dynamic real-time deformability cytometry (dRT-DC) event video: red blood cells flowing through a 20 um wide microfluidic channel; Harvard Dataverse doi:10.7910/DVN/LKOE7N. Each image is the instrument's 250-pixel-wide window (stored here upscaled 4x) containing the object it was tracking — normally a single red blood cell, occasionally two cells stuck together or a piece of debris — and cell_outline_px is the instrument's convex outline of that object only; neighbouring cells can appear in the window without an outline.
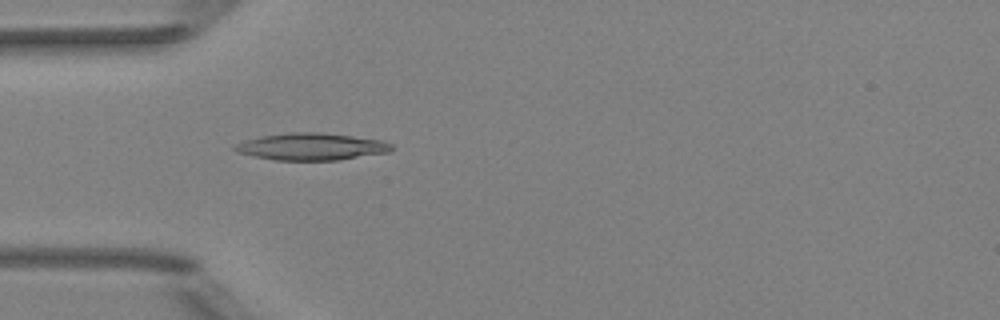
{"species": "Egyptian fruit bat (a non-hibernating species)", "species_latin": "Rousettus aegyptiacus", "temperature_condition": "room temperature", "stored_images_in_passage": 32, "camera_frame_rate_fps": 3000, "um_per_image_px": 0.085, "animal": {"sex": "female"}, "frame": {"image": 1, "passage_image": 1, "time_ms": 0.0, "image_size_px": [1000, 320], "cell_outline_px": [[392, 148], [388, 152], [340, 160], [276, 160], [236, 152], [232, 148], [236, 144], [244, 140], [260, 136], [292, 132], [320, 132], [384, 140], [392, 144]], "centroid_in_image_um": [26.47, 12.46], "position_along_channel_um": 58.5, "area_um2": 24.68}}
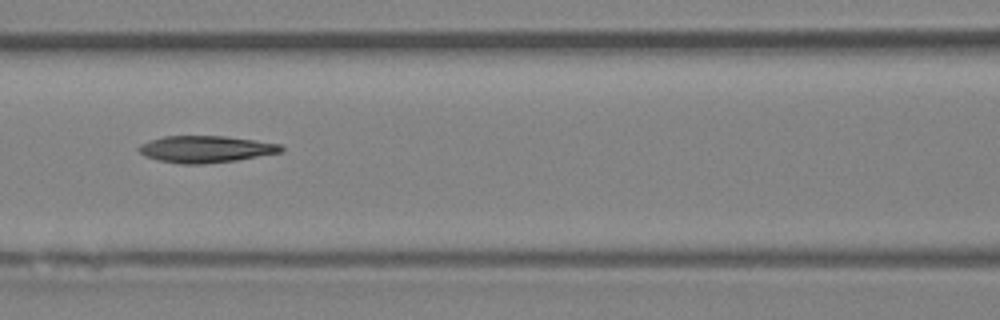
{"frame": {"image": 2, "passage_image": 8, "time_ms": 2.333, "image_size_px": [1000, 320], "cell_outline_px": [[284, 152], [236, 160], [204, 164], [180, 164], [156, 160], [144, 156], [136, 148], [140, 144], [148, 140], [164, 136], [224, 136], [280, 144], [284, 148]], "centroid_in_image_um": [17.44, 12.68], "position_along_channel_um": 149.2, "area_um2": 22.37}}
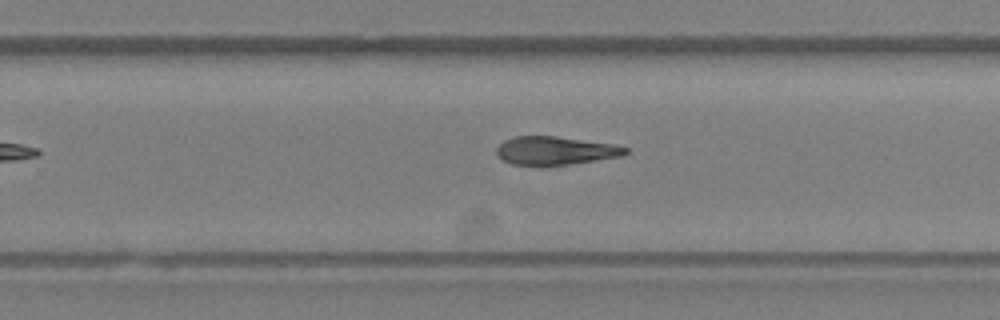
{"frame": {"image": 3, "passage_image": 18, "time_ms": 5.667, "image_size_px": [1000, 320], "cell_outline_px": [[628, 152], [624, 156], [544, 168], [540, 168], [512, 164], [496, 156], [496, 148], [504, 140], [516, 136], [556, 136], [612, 144], [628, 148]], "centroid_in_image_um": [47.16, 12.84], "position_along_channel_um": 282.6, "area_um2": 21.91}, "authors_computed_cell_mechanics": {"area_um2": 21.964, "velocity_mm_per_s": 4.0402, "shape_relaxation_time_tau1_ms": 5.943, "shape_relaxation_time_tau2_ms": 7.3718, "deformation_change_tau1": 0.1609, "deformation_change_tau2": 0.2014}}